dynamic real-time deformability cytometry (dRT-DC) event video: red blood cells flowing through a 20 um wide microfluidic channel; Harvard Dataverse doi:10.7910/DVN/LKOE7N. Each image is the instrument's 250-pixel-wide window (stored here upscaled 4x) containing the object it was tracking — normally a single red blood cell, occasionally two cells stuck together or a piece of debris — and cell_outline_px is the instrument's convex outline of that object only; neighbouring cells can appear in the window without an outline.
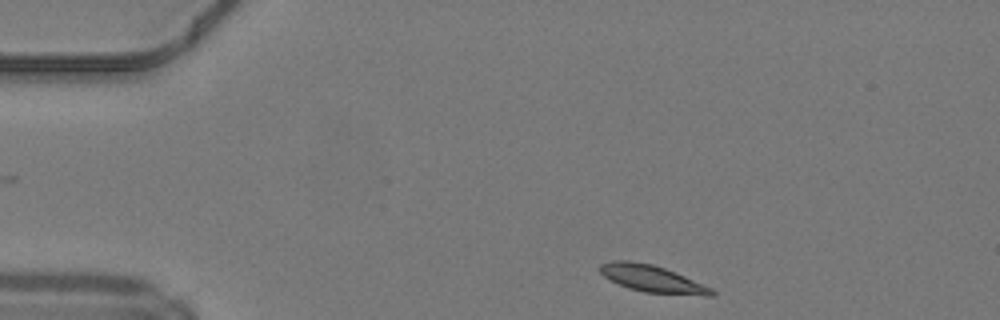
{"species": "common noctule bat (a hibernating species)", "species_latin": "Nyctalus noctula", "temperature_condition": "warm", "stored_images_in_passage": 5, "camera_frame_rate_fps": 3000, "um_per_image_px": 0.085, "animal": {"sex": "male", "body_mass_g": 19.2, "forearm_length_mm": 51.8}, "frame": {"image": 1, "passage_image": 1, "time_ms": 0.0, "image_size_px": [1000, 320], "cell_outline_px": [[716, 296], [704, 296], [644, 292], [628, 288], [604, 276], [596, 268], [600, 264], [612, 260], [632, 260], [652, 264], [664, 268], [684, 276], [712, 288], [716, 292]], "centroid_in_image_um": [55.43, 23.69], "position_along_channel_um": 29.6, "area_um2": 17.63}}